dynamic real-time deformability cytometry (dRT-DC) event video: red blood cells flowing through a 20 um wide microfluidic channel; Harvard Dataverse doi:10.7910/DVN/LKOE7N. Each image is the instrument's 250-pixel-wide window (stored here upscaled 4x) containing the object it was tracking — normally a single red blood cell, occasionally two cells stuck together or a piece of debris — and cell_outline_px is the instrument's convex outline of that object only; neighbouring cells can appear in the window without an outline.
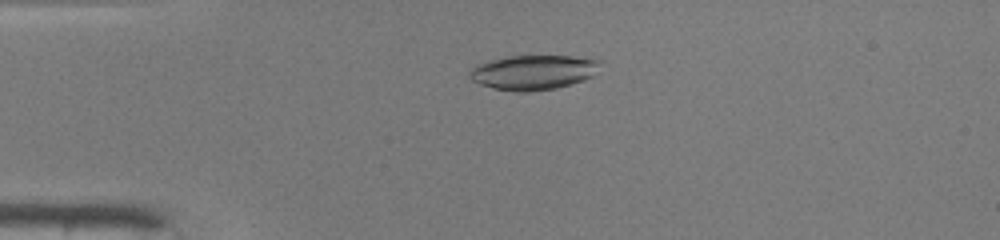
{"species": "common noctule bat (a hibernating species)", "species_latin": "Nyctalus noctula", "temperature_condition": "warm", "stored_images_in_passage": 49, "camera_frame_rate_fps": 3000, "um_per_image_px": 0.085, "animal": {"sex": "male", "body_mass_g": 19.0, "forearm_length_mm": 50.8}, "frame": {"image": 1, "passage_image": 12, "time_ms": 3.667, "image_size_px": [1000, 240], "cell_outline_px": [[600, 60], [592, 76], [584, 80], [572, 84], [556, 88], [528, 92], [516, 92], [492, 88], [480, 84], [472, 80], [468, 76], [468, 72], [476, 64], [488, 60], [504, 56], [572, 56]], "centroid_in_image_um": [45.26, 6.15], "position_along_channel_um": 39.7, "area_um2": 26.47}}
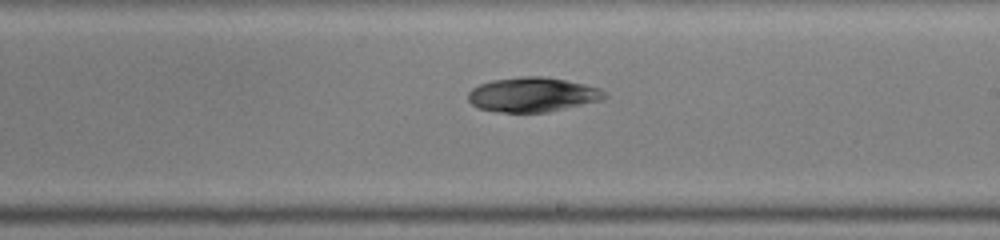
{"frame": {"image": 2, "passage_image": 29, "time_ms": 9.333, "image_size_px": [1000, 240], "cell_outline_px": [[608, 96], [604, 100], [548, 112], [500, 112], [480, 108], [472, 104], [468, 100], [468, 92], [472, 88], [480, 84], [492, 80], [520, 76], [544, 76], [584, 84], [600, 88]], "centroid_in_image_um": [45.29, 8.04], "position_along_channel_um": 243.7, "area_um2": 27.51}}
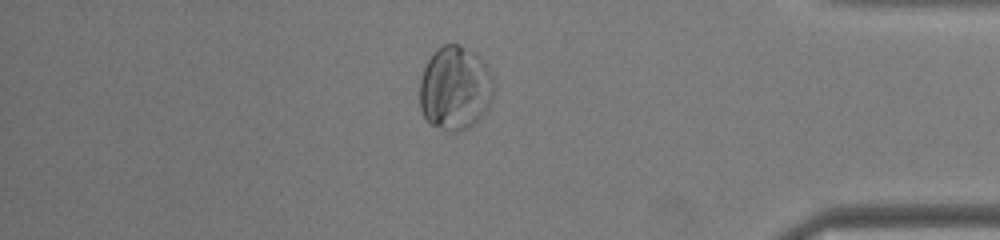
{"frame": {"image": 3, "passage_image": 42, "time_ms": 13.667, "image_size_px": [1000, 240], "cell_outline_px": [[496, 88], [488, 108], [476, 124], [460, 132], [452, 132], [432, 124], [424, 116], [420, 108], [420, 80], [424, 68], [428, 60], [436, 48], [444, 44], [460, 44], [476, 52], [488, 68], [492, 76]], "centroid_in_image_um": [38.71, 7.48], "position_along_channel_um": 396.5, "area_um2": 36.76}, "authors_computed_cell_mechanics": {"area_um2": 29.1312, "velocity_mm_per_s": 4.1768, "shape_relaxation_time_tau1_ms": 2.2938, "shape_relaxation_time_tau2_ms": null, "deformation_change_tau1": 0.0703, "deformation_change_tau2": null}}